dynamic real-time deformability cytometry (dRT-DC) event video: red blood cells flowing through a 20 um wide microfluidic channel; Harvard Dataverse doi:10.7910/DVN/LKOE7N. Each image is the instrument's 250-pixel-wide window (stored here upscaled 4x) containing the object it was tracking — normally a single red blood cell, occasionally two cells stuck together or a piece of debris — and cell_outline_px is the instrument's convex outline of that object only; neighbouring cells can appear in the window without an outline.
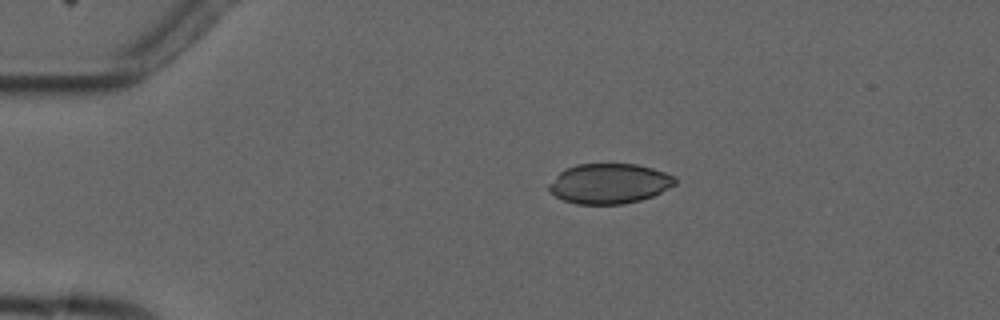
{"species": "common noctule bat (a hibernating species)", "species_latin": "Nyctalus noctula", "temperature_condition": "cold", "stored_images_in_passage": 2, "camera_frame_rate_fps": 3000, "um_per_image_px": 0.085, "animal": {"sex": "male", "forearm_length_mm": 52.5}, "frame": {"image": 1, "passage_image": 1, "time_ms": 0.0, "image_size_px": [1000, 320], "cell_outline_px": [[676, 184], [652, 196], [640, 200], [620, 204], [576, 204], [564, 200], [548, 192], [548, 184], [564, 168], [576, 164], [636, 164], [652, 168], [676, 176]], "centroid_in_image_um": [51.76, 15.6], "position_along_channel_um": 33.2, "area_um2": 29.48}}